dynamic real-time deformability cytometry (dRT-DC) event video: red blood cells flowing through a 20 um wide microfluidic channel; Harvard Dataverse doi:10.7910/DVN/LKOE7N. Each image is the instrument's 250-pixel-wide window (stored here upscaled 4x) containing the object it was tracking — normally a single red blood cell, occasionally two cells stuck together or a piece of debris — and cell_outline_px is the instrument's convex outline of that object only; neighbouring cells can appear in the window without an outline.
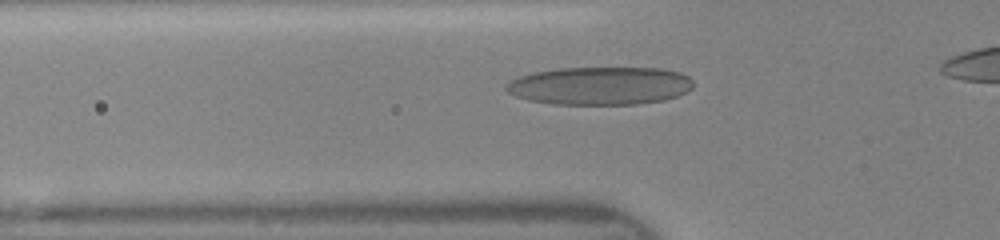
{"species": "human", "species_latin": "Homo sapiens", "temperature_condition": "room temperature", "stored_images_in_passage": 33, "camera_frame_rate_fps": 3000, "um_per_image_px": 0.085, "donor": {"sex": "female"}, "frame": {"image": 1, "passage_image": 7, "time_ms": 2.0, "image_size_px": [1000, 240], "cell_outline_px": [[692, 88], [688, 92], [664, 100], [636, 104], [552, 104], [528, 100], [516, 96], [508, 92], [504, 88], [504, 84], [520, 76], [532, 72], [560, 68], [660, 68], [680, 72], [688, 76], [692, 80]], "centroid_in_image_um": [50.99, 7.29], "position_along_channel_um": 74.8, "area_um2": 41.62}}
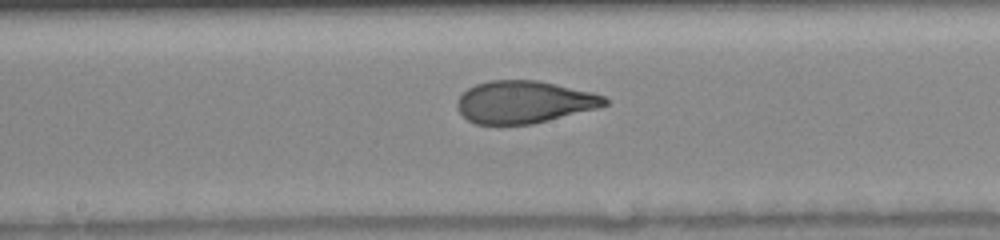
{"frame": {"image": 2, "passage_image": 16, "time_ms": 5.0, "image_size_px": [1000, 240], "cell_outline_px": [[608, 104], [596, 108], [532, 124], [476, 124], [468, 120], [460, 112], [456, 104], [460, 96], [468, 88], [476, 84], [488, 80], [540, 80], [592, 92], [604, 96], [608, 100]], "centroid_in_image_um": [44.54, 8.66], "position_along_channel_um": 203.7, "area_um2": 36.24}}
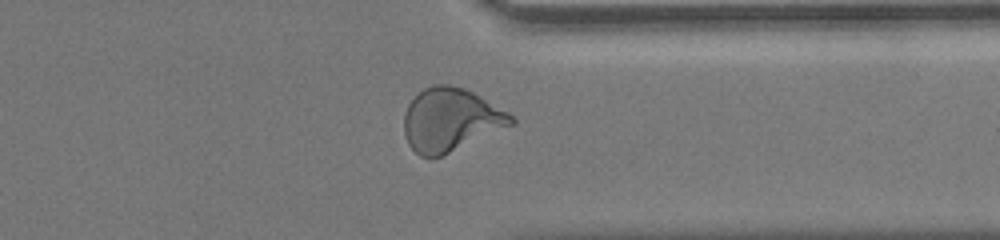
{"frame": {"image": 3, "passage_image": 28, "time_ms": 9.0, "image_size_px": [1000, 240], "cell_outline_px": [[516, 124], [440, 156], [420, 156], [408, 144], [404, 132], [404, 116], [408, 104], [424, 88], [436, 84], [448, 84], [464, 88], [472, 92], [508, 112], [516, 120]], "centroid_in_image_um": [38.31, 10.18], "position_along_channel_um": 373.1, "area_um2": 39.02}}